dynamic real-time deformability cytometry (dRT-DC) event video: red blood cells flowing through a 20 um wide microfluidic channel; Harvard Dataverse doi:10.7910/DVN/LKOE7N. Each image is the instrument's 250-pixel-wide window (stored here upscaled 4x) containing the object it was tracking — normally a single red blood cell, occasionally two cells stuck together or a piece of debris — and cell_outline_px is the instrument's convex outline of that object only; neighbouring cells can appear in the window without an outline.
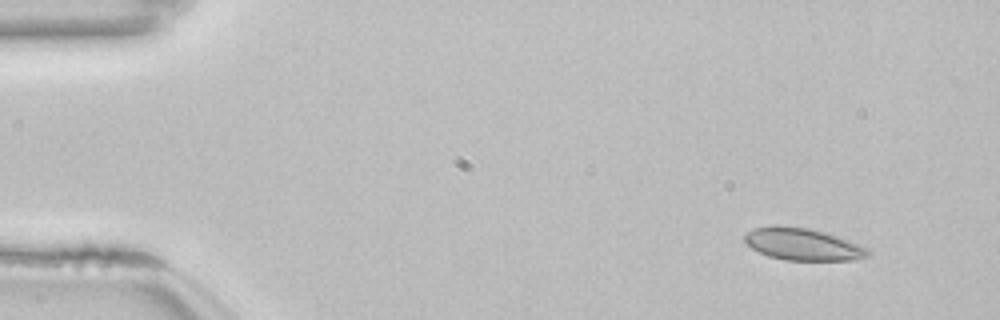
{"species": "common noctule bat (a hibernating species)", "species_latin": "Nyctalus noctula", "temperature_condition": "room temperature", "stored_images_in_passage": 50, "camera_frame_rate_fps": 3000, "um_per_image_px": 0.085, "animal": {"sex": "female", "body_mass_g": 22.7, "forearm_length_mm": 54.2}, "frame": {"image": 1, "passage_image": 1, "time_ms": 0.0, "image_size_px": [1000, 320], "cell_outline_px": [[872, 256], [856, 260], [784, 260], [768, 256], [752, 248], [744, 240], [744, 236], [752, 228], [772, 224], [776, 224], [808, 228], [824, 232], [848, 240], [868, 248], [872, 252]], "centroid_in_image_um": [68.25, 20.75], "position_along_channel_um": 16.7, "area_um2": 23.35}}
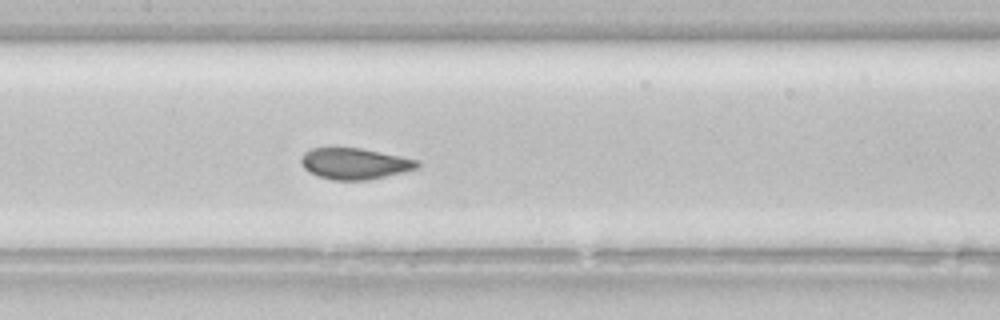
{"frame": {"image": 2, "passage_image": 22, "time_ms": 7.0, "image_size_px": [1000, 320], "cell_outline_px": [[420, 164], [416, 168], [368, 180], [332, 180], [308, 172], [300, 164], [300, 156], [304, 152], [312, 148], [328, 144], [332, 144], [360, 148], [420, 160]], "centroid_in_image_um": [30.03, 13.85], "position_along_channel_um": 177.4, "area_um2": 21.73}}
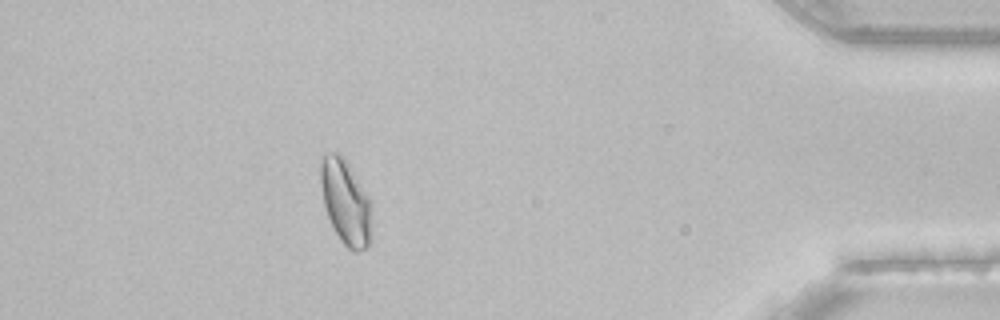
{"frame": {"image": 3, "passage_image": 44, "time_ms": 14.333, "image_size_px": [1000, 320], "cell_outline_px": [[372, 236], [368, 244], [364, 248], [356, 252], [352, 252], [340, 240], [328, 216], [324, 204], [320, 180], [320, 164], [324, 156], [332, 152], [340, 152], [344, 156], [368, 196], [372, 204]], "centroid_in_image_um": [29.41, 17.18], "position_along_channel_um": 405.8, "area_um2": 25.43}, "authors_computed_cell_mechanics": {"area_um2": 22.3975, "velocity_mm_per_s": 3.8291, "shape_relaxation_time_tau1_ms": 4.3208, "shape_relaxation_time_tau2_ms": null, "deformation_change_tau1": 0.1238, "deformation_change_tau2": null}}